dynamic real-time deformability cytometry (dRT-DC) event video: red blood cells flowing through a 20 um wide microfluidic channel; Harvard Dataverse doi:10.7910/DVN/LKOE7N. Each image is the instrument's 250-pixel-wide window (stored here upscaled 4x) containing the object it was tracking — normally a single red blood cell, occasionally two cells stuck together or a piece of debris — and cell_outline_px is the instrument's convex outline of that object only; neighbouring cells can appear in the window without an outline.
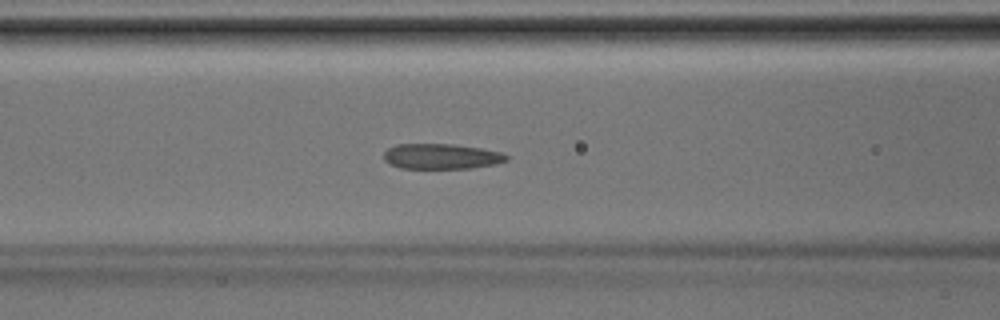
{"species": "Egyptian fruit bat (a non-hibernating species)", "species_latin": "Rousettus aegyptiacus", "temperature_condition": "room temperature", "stored_images_in_passage": 42, "segment_of_instrument_passage": [1, 2], "camera_frame_rate_fps": 3000, "um_per_image_px": 0.085, "animal": {"sex": "male"}, "frame": {"image": 1, "passage_image": 17, "time_ms": 5.333, "image_size_px": [1000, 320], "cell_outline_px": [[508, 160], [496, 164], [472, 168], [400, 168], [388, 164], [384, 160], [384, 152], [388, 148], [396, 144], [452, 144], [480, 148], [500, 152], [508, 156]], "centroid_in_image_um": [37.49, 13.29], "position_along_channel_um": 129.1, "area_um2": 18.15}}
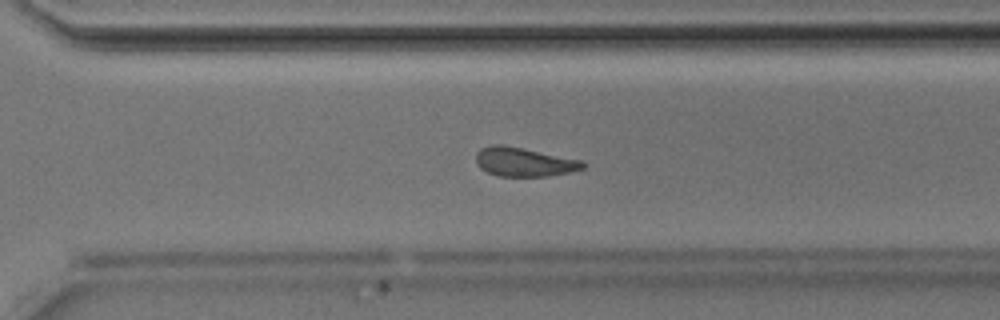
{"frame": {"image": 2, "passage_image": 29, "time_ms": 9.333, "image_size_px": [1000, 320], "cell_outline_px": [[588, 164], [584, 168], [568, 172], [548, 176], [500, 176], [488, 172], [480, 168], [476, 164], [476, 152], [480, 148], [492, 144], [500, 144], [524, 148], [584, 160]], "centroid_in_image_um": [44.56, 13.75], "position_along_channel_um": 326.0, "area_um2": 18.26}}
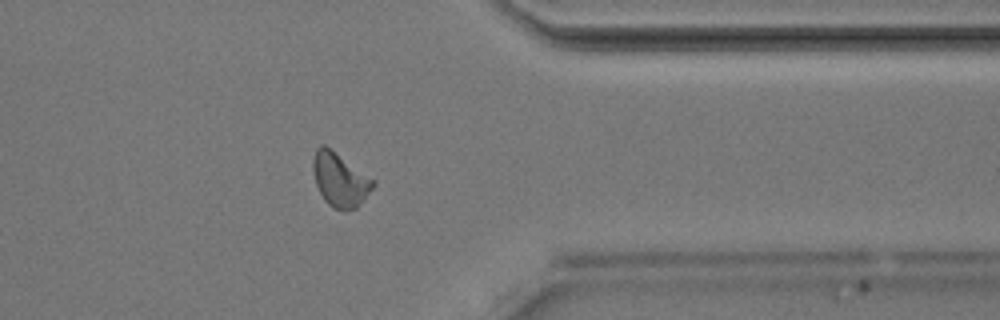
{"frame": {"image": 3, "passage_image": 33, "time_ms": 10.667, "image_size_px": [1000, 320], "cell_outline_px": [[376, 184], [364, 200], [356, 208], [344, 212], [332, 208], [324, 200], [316, 184], [312, 172], [312, 160], [316, 148], [320, 144], [324, 144], [376, 180]], "centroid_in_image_um": [28.9, 15.29], "position_along_channel_um": 382.5, "area_um2": 19.19}}